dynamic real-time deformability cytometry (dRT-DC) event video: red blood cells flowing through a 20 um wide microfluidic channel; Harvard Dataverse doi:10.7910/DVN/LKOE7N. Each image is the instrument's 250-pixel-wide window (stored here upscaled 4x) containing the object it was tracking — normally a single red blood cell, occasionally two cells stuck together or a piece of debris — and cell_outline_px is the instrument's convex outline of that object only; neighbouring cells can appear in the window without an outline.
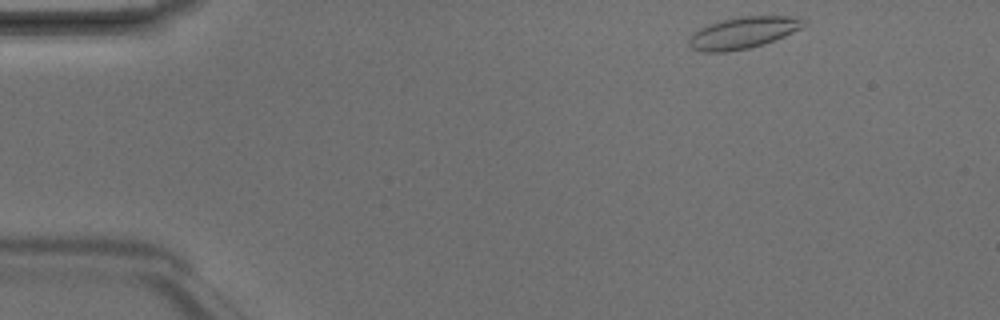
{"species": "Egyptian fruit bat (a non-hibernating species)", "species_latin": "Rousettus aegyptiacus", "temperature_condition": "room temperature", "stored_images_in_passage": 3, "camera_frame_rate_fps": 3000, "um_per_image_px": 0.085, "animal": {"sex": "male"}, "frame": {"image": 1, "passage_image": 1, "time_ms": 0.0, "image_size_px": [1000, 320], "cell_outline_px": [[808, 24], [804, 28], [764, 44], [748, 48], [728, 52], [700, 52], [692, 48], [688, 44], [688, 40], [692, 32], [708, 24], [740, 16], [792, 16], [808, 20]], "centroid_in_image_um": [63.19, 2.78], "position_along_channel_um": 21.8, "area_um2": 21.44}}